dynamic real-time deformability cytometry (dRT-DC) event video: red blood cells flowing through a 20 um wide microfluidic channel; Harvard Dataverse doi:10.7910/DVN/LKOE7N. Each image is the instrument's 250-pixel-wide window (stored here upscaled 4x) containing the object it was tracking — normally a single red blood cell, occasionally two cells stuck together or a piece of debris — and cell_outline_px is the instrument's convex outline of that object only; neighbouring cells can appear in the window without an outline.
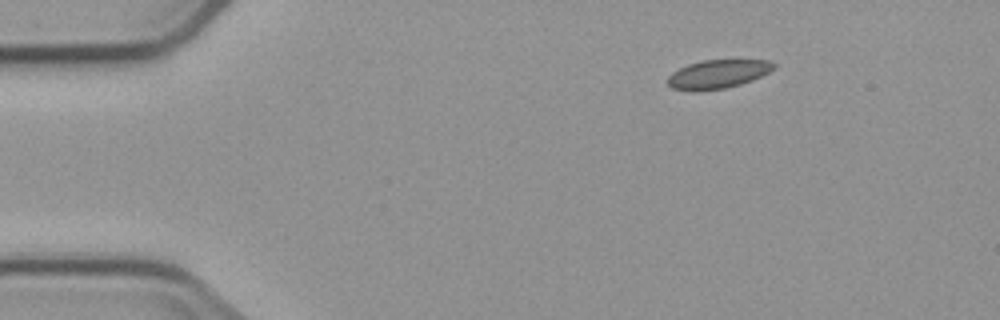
{"species": "common noctule bat (a hibernating species)", "species_latin": "Nyctalus noctula", "temperature_condition": "cold", "stored_images_in_passage": 3, "camera_frame_rate_fps": 3000, "um_per_image_px": 0.085, "animal": {"sex": "male", "body_mass_g": 23.1, "forearm_length_mm": 52.7}, "frame": {"image": 1, "passage_image": 1, "time_ms": 0.0, "image_size_px": [1000, 320], "cell_outline_px": [[776, 68], [752, 80], [740, 84], [724, 88], [696, 92], [692, 92], [672, 88], [668, 84], [668, 76], [672, 72], [688, 64], [704, 60], [772, 60], [776, 64]], "centroid_in_image_um": [61.01, 6.3], "position_along_channel_um": 24.0, "area_um2": 17.8}}